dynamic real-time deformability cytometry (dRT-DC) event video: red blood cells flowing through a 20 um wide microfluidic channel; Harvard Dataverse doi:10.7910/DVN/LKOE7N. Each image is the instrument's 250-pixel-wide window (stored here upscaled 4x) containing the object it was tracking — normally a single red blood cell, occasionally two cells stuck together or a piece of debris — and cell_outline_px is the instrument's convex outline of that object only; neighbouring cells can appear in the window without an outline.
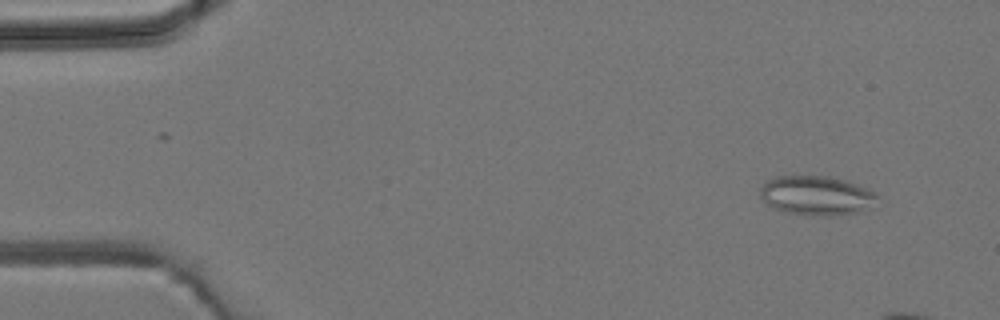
{"species": "common noctule bat (a hibernating species)", "species_latin": "Nyctalus noctula", "temperature_condition": "room temperature", "stored_images_in_passage": 4, "camera_frame_rate_fps": 3000, "um_per_image_px": 0.085, "animal": {"sex": "male", "body_mass_g": 19.2, "forearm_length_mm": 51.8}, "frame": {"image": 1, "passage_image": 1, "time_ms": 0.0, "image_size_px": [1000, 320], "cell_outline_px": [[876, 196], [860, 212], [832, 216], [816, 216], [784, 212], [772, 208], [760, 196], [760, 188], [768, 180], [776, 176], [832, 176], [868, 188], [876, 192]], "centroid_in_image_um": [69.33, 16.62], "position_along_channel_um": 15.7, "area_um2": 26.59}}